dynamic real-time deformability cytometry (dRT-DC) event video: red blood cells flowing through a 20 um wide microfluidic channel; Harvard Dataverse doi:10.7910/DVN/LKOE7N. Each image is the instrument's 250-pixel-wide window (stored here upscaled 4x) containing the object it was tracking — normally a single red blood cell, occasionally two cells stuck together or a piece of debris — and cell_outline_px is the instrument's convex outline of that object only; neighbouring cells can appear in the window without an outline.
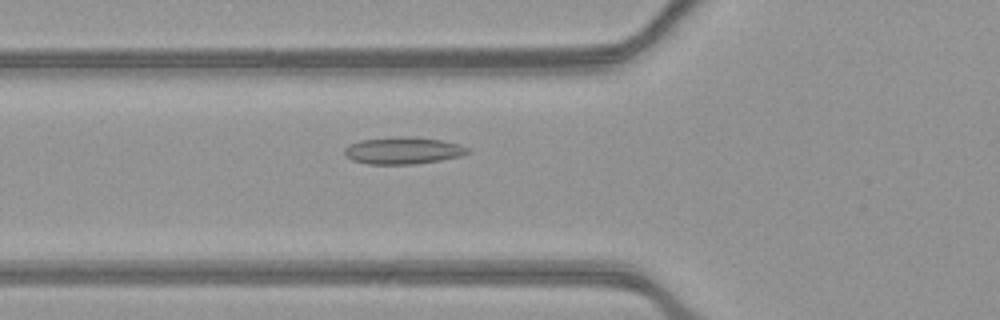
{"species": "common noctule bat (a hibernating species)", "species_latin": "Nyctalus noctula", "temperature_condition": "warm", "stored_images_in_passage": 49, "camera_frame_rate_fps": 3000, "um_per_image_px": 0.085, "animal": {"sex": "female", "body_mass_g": 21.9}, "frame": {"image": 1, "passage_image": 20, "time_ms": 6.333, "image_size_px": [1000, 320], "cell_outline_px": [[472, 152], [460, 156], [440, 160], [412, 164], [368, 164], [352, 160], [344, 152], [344, 148], [348, 144], [360, 140], [440, 140], [456, 144], [468, 148]], "centroid_in_image_um": [34.24, 12.87], "position_along_channel_um": 91.6, "area_um2": 17.98}}
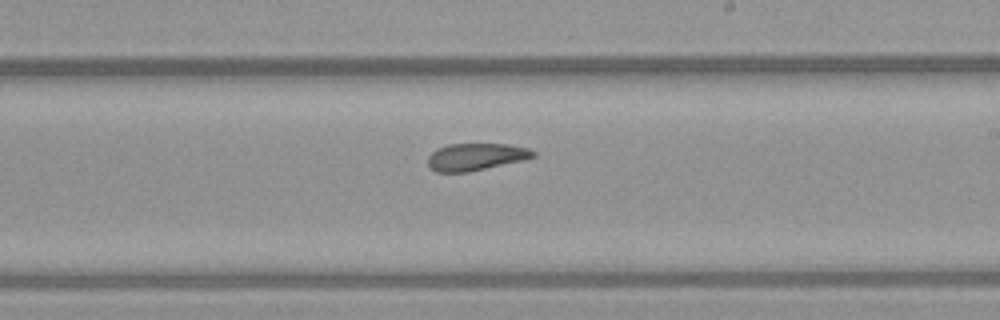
{"frame": {"image": 2, "passage_image": 32, "time_ms": 10.333, "image_size_px": [1000, 320], "cell_outline_px": [[536, 156], [520, 160], [468, 172], [436, 172], [428, 164], [428, 156], [436, 148], [448, 144], [508, 144], [528, 148], [536, 152]], "centroid_in_image_um": [40.41, 13.31], "position_along_channel_um": 248.6, "area_um2": 16.47}}
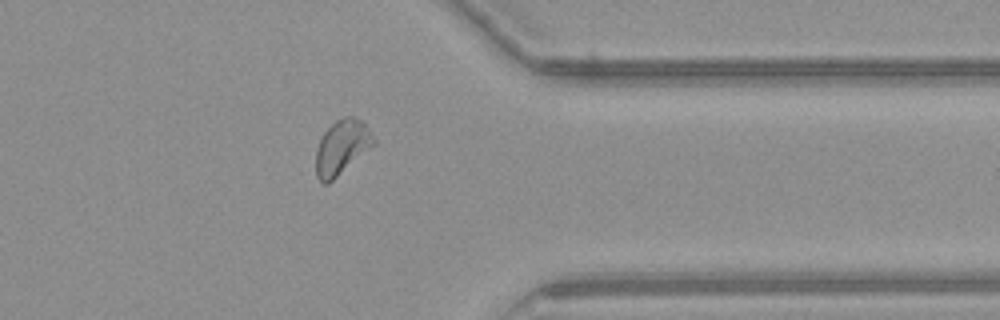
{"frame": {"image": 3, "passage_image": 43, "time_ms": 14.0, "image_size_px": [1000, 320], "cell_outline_px": [[376, 144], [328, 184], [324, 184], [316, 176], [316, 148], [324, 132], [336, 120], [344, 116], [352, 116], [360, 120], [368, 128], [376, 140]], "centroid_in_image_um": [29.06, 12.52], "position_along_channel_um": 382.3, "area_um2": 18.32}, "authors_computed_cell_mechanics": {"area_um2": 17.9758, "velocity_mm_per_s": 3.9028, "shape_relaxation_time_tau1_ms": null, "shape_relaxation_time_tau2_ms": 2.3121, "deformation_change_tau1": null, "deformation_change_tau2": 0.0899}}